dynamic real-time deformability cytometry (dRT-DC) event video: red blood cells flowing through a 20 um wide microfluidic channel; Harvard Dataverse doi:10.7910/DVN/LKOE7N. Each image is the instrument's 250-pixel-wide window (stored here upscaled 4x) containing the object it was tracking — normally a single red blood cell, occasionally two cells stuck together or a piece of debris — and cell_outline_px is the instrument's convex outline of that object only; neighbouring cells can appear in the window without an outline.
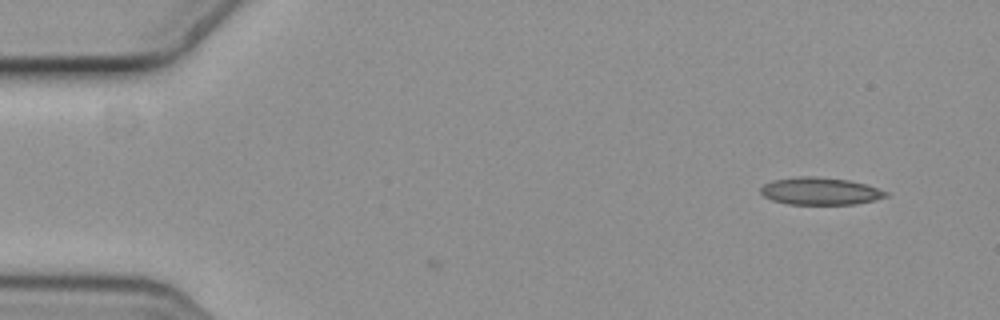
{"species": "common noctule bat (a hibernating species)", "species_latin": "Nyctalus noctula", "temperature_condition": "cold", "stored_images_in_passage": 4, "camera_frame_rate_fps": 3000, "um_per_image_px": 0.085, "animal": {"sex": "female", "body_mass_g": 19.3, "forearm_length_mm": 54.1}, "frame": {"image": 1, "passage_image": 1, "time_ms": 0.0, "image_size_px": [1000, 320], "cell_outline_px": [[888, 196], [856, 204], [788, 204], [772, 200], [764, 196], [760, 192], [760, 188], [764, 184], [772, 180], [800, 176], [812, 176], [848, 180], [864, 184], [888, 192]], "centroid_in_image_um": [69.67, 16.24], "position_along_channel_um": 15.3, "area_um2": 19.77}}